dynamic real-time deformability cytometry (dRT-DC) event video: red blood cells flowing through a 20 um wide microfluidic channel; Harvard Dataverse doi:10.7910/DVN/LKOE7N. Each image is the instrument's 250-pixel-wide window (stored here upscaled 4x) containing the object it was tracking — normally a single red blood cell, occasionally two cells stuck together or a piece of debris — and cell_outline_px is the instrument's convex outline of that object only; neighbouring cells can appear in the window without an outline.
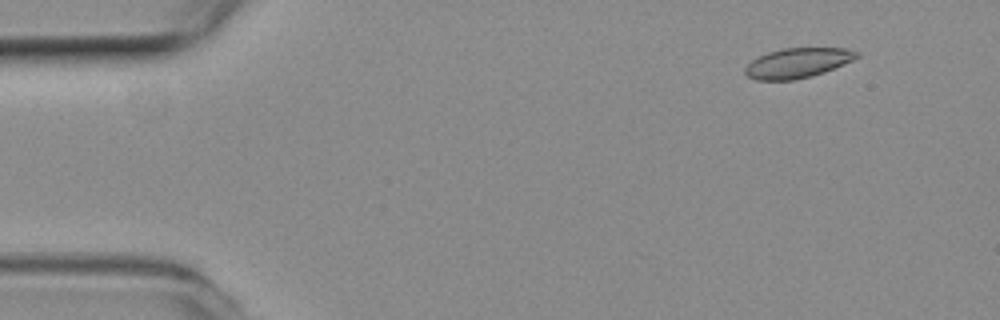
{"species": "common noctule bat (a hibernating species)", "species_latin": "Nyctalus noctula", "temperature_condition": "room temperature", "stored_images_in_passage": 5, "camera_frame_rate_fps": 3000, "um_per_image_px": 0.085, "animal": {"sex": "female", "body_mass_g": 19.3, "forearm_length_mm": 54.1}, "frame": {"image": 1, "passage_image": 2, "time_ms": 0.333, "image_size_px": [1000, 320], "cell_outline_px": [[860, 56], [852, 60], [824, 72], [812, 76], [792, 80], [756, 80], [748, 76], [744, 72], [744, 68], [752, 60], [768, 52], [784, 48], [844, 48], [860, 52]], "centroid_in_image_um": [67.79, 5.35], "position_along_channel_um": 17.2, "area_um2": 19.31}}